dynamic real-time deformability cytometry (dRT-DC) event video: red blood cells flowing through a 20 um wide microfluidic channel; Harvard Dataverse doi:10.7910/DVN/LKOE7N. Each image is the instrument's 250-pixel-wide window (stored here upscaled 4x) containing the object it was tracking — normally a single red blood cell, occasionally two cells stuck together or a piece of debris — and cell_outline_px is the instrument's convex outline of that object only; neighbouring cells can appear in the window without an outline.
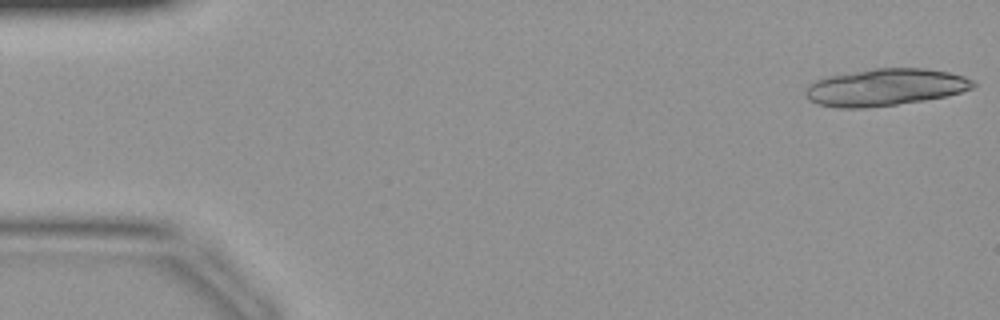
{"species": "common noctule bat (a hibernating species)", "species_latin": "Nyctalus noctula", "temperature_condition": "warm", "stored_images_in_passage": 31, "camera_frame_rate_fps": 3000, "um_per_image_px": 0.085, "animal": {"sex": "female", "body_mass_g": 19.9}, "frame": {"image": 1, "passage_image": 1, "time_ms": 0.0, "image_size_px": [1000, 320], "cell_outline_px": [[976, 84], [972, 88], [960, 92], [944, 96], [924, 100], [868, 108], [840, 108], [816, 104], [808, 100], [804, 96], [804, 88], [808, 84], [816, 80], [828, 76], [876, 68], [924, 68], [948, 72], [964, 76], [972, 80]], "centroid_in_image_um": [75.18, 7.42], "position_along_channel_um": 9.8, "area_um2": 36.24}}